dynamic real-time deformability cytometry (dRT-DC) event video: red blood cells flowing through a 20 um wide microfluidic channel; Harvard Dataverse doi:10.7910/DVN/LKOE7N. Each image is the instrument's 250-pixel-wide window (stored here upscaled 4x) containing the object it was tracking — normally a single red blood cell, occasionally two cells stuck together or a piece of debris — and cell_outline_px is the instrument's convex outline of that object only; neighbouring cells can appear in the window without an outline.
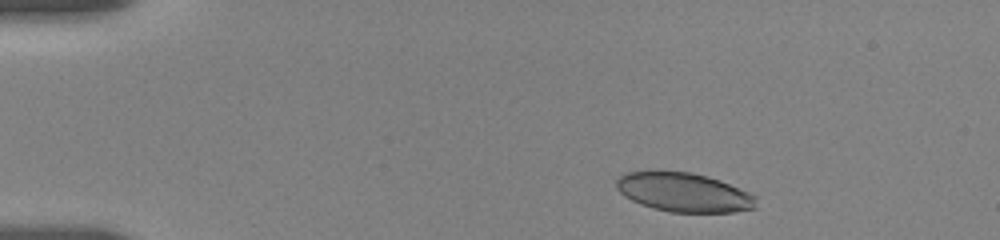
{"species": "human", "species_latin": "Homo sapiens", "temperature_condition": "room temperature", "stored_images_in_passage": 65, "camera_frame_rate_fps": 3000, "um_per_image_px": 0.085, "donor": {"sex": "female"}, "frame": {"image": 1, "passage_image": 9, "time_ms": 1.0, "image_size_px": [1000, 240], "cell_outline_px": [[756, 208], [736, 212], [672, 212], [652, 208], [640, 204], [624, 196], [616, 188], [616, 180], [624, 172], [652, 168], [660, 168], [692, 172], [708, 176], [720, 180], [748, 192], [756, 196]], "centroid_in_image_um": [58.06, 16.3], "position_along_channel_um": 26.9, "area_um2": 32.83}}
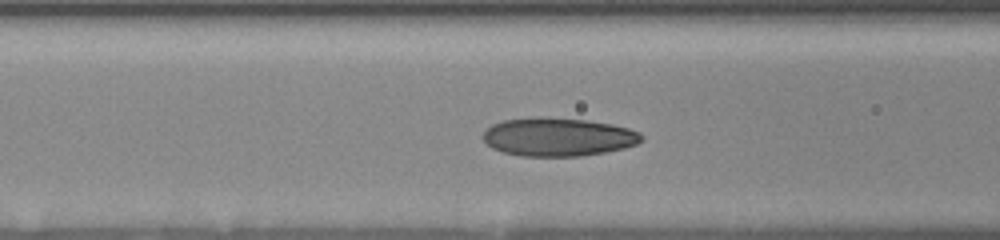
{"frame": {"image": 2, "passage_image": 48, "time_ms": 5.667, "image_size_px": [1000, 240], "cell_outline_px": [[644, 140], [636, 144], [624, 148], [604, 152], [580, 156], [520, 156], [504, 152], [492, 148], [484, 140], [484, 132], [492, 124], [504, 120], [588, 120], [612, 124], [628, 128], [640, 132], [644, 136]], "centroid_in_image_um": [47.51, 11.69], "position_along_channel_um": 119.1, "area_um2": 34.33}}
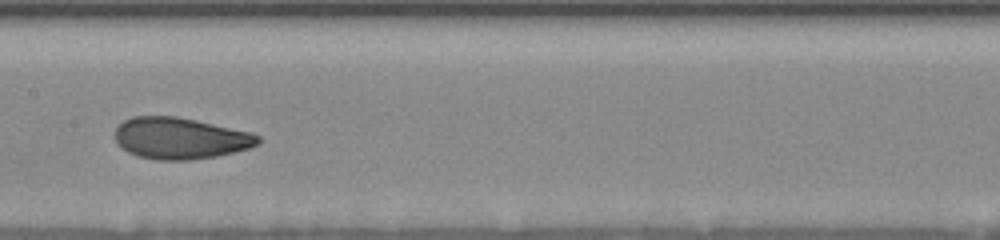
{"frame": {"image": 3, "passage_image": 64, "time_ms": 7.667, "image_size_px": [1000, 240], "cell_outline_px": [[260, 144], [248, 148], [216, 156], [188, 160], [156, 160], [136, 156], [128, 152], [116, 144], [116, 124], [132, 116], [176, 116], [196, 120], [252, 132], [260, 136]], "centroid_in_image_um": [15.29, 11.75], "position_along_channel_um": 192.1, "area_um2": 34.8}}